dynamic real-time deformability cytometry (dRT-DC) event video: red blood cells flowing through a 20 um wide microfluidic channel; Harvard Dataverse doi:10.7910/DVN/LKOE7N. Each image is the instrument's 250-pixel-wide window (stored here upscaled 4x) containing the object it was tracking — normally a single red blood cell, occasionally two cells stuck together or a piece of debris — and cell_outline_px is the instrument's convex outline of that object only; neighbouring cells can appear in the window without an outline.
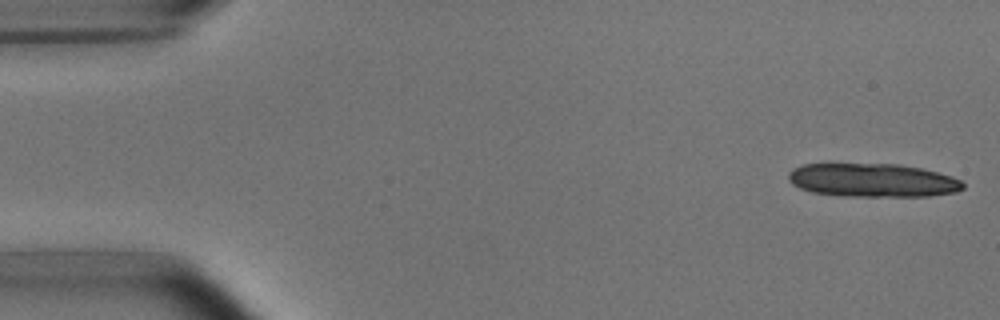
{"species": "common noctule bat (a hibernating species)", "species_latin": "Nyctalus noctula", "temperature_condition": "room temperature", "stored_images_in_passage": 5, "camera_frame_rate_fps": 3000, "um_per_image_px": 0.085, "animal": {"sex": "male", "body_mass_g": 15.6}, "frame": {"image": 1, "passage_image": 1, "time_ms": 0.0, "image_size_px": [1000, 320], "cell_outline_px": [[964, 188], [956, 192], [928, 196], [844, 196], [812, 192], [800, 188], [792, 184], [788, 180], [788, 172], [792, 168], [804, 164], [896, 164], [920, 168], [952, 176], [960, 180], [964, 184]], "centroid_in_image_um": [74.15, 15.32], "position_along_channel_um": 10.9, "area_um2": 34.1}}
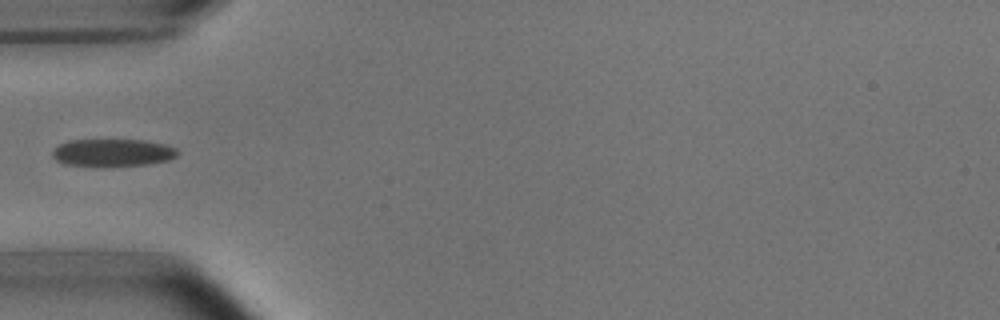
{"frame": {"image": 2, "passage_image": 5, "time_ms": 5.333, "image_size_px": [1000, 320], "cell_outline_px": [[180, 152], [176, 156], [168, 160], [148, 164], [104, 168], [100, 168], [64, 164], [56, 160], [52, 156], [52, 152], [60, 144], [68, 140], [144, 140], [164, 144], [176, 148]], "centroid_in_image_um": [9.56, 13.01], "position_along_channel_um": 75.4, "area_um2": 20.58}}